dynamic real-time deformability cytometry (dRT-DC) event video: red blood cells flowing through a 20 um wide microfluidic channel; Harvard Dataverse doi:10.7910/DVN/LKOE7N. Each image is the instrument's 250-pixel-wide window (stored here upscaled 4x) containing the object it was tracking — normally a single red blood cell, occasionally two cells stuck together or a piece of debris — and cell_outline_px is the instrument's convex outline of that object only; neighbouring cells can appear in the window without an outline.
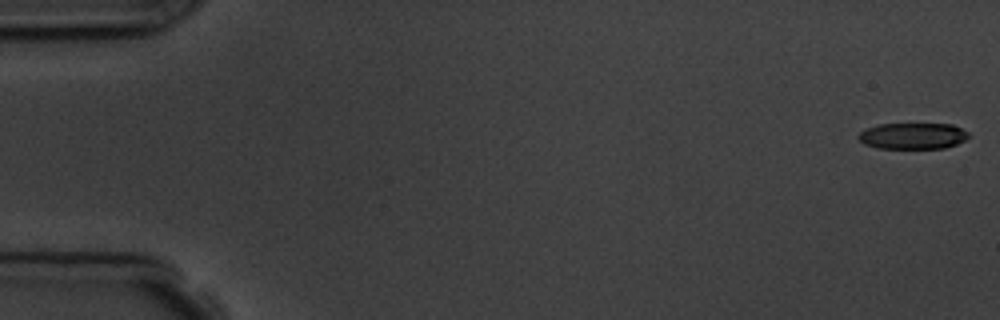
{"species": "common noctule bat (a hibernating species)", "species_latin": "Nyctalus noctula", "temperature_condition": "room temperature", "stored_images_in_passage": 4, "camera_frame_rate_fps": 3000, "um_per_image_px": 0.085, "animal": {"sex": "male", "body_mass_g": 19.5, "forearm_length_mm": 54.6}, "frame": {"image": 1, "passage_image": 1, "time_ms": 0.0, "image_size_px": [1000, 320], "cell_outline_px": [[968, 136], [964, 140], [956, 144], [944, 148], [876, 148], [864, 144], [856, 136], [860, 132], [868, 128], [880, 124], [952, 124], [968, 132]], "centroid_in_image_um": [77.56, 11.55], "position_along_channel_um": 7.4, "area_um2": 16.7}}